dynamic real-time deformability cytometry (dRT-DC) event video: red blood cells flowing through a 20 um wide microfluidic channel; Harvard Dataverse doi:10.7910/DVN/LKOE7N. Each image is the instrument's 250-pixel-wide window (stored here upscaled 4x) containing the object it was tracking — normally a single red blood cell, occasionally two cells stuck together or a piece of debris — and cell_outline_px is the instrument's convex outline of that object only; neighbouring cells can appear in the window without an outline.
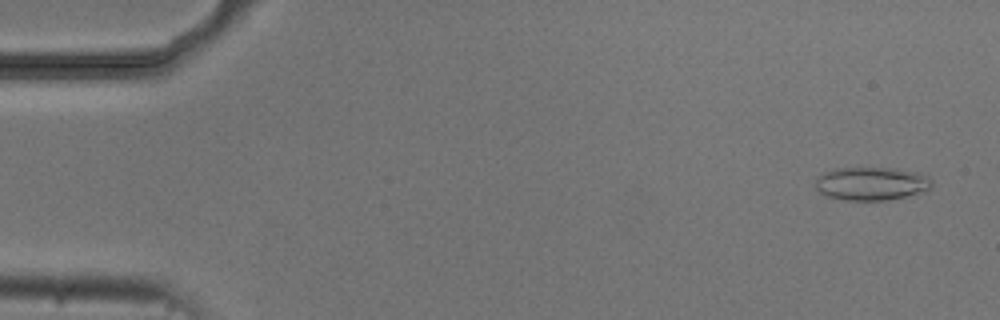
{"species": "common noctule bat (a hibernating species)", "species_latin": "Nyctalus noctula", "temperature_condition": "cold", "stored_images_in_passage": 6, "camera_frame_rate_fps": 3000, "um_per_image_px": 0.085, "animal": {"sex": "male", "body_mass_g": 20.5, "forearm_length_mm": 52.5}, "frame": {"image": 1, "passage_image": 1, "time_ms": 0.0, "image_size_px": [1000, 320], "cell_outline_px": [[932, 188], [924, 192], [888, 200], [844, 200], [828, 196], [820, 192], [816, 188], [816, 180], [824, 172], [836, 168], [888, 168], [928, 176], [932, 180]], "centroid_in_image_um": [74.07, 15.62], "position_along_channel_um": 10.9, "area_um2": 22.25}}
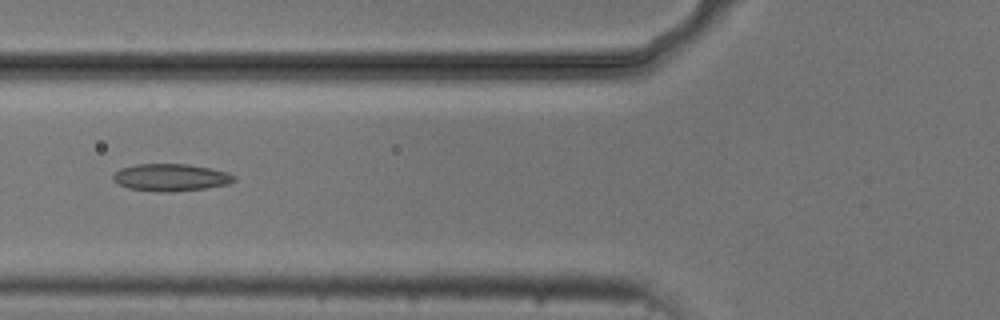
{"frame": {"image": 2, "passage_image": 6, "time_ms": 6.0, "image_size_px": [1000, 320], "cell_outline_px": [[236, 180], [228, 184], [208, 188], [172, 192], [156, 192], [128, 188], [116, 184], [112, 180], [112, 176], [120, 168], [136, 164], [188, 164], [212, 168], [228, 172], [236, 176]], "centroid_in_image_um": [14.52, 15.09], "position_along_channel_um": 111.3, "area_um2": 19.59}}